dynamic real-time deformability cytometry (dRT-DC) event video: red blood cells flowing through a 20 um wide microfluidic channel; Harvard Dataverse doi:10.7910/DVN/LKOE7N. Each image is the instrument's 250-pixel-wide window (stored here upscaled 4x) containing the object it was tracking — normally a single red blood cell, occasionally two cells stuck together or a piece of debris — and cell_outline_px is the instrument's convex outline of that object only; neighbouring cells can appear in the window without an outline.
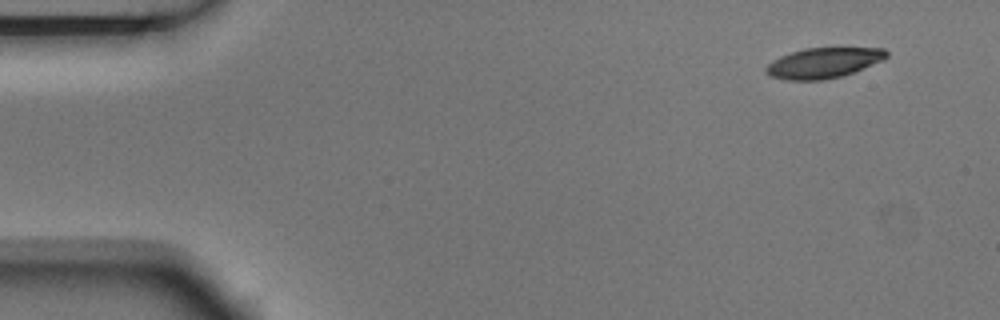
{"species": "Egyptian fruit bat (a non-hibernating species)", "species_latin": "Rousettus aegyptiacus", "temperature_condition": "room temperature", "stored_images_in_passage": 5, "camera_frame_rate_fps": 3000, "um_per_image_px": 0.085, "animal": {"sex": "male"}, "frame": {"image": 1, "passage_image": 1, "time_ms": 0.0, "image_size_px": [1000, 320], "cell_outline_px": [[888, 56], [884, 60], [852, 72], [840, 76], [824, 80], [788, 80], [768, 76], [764, 72], [764, 68], [772, 60], [780, 56], [804, 48], [884, 48], [888, 52]], "centroid_in_image_um": [69.96, 5.35], "position_along_channel_um": 15.0, "area_um2": 21.33}}
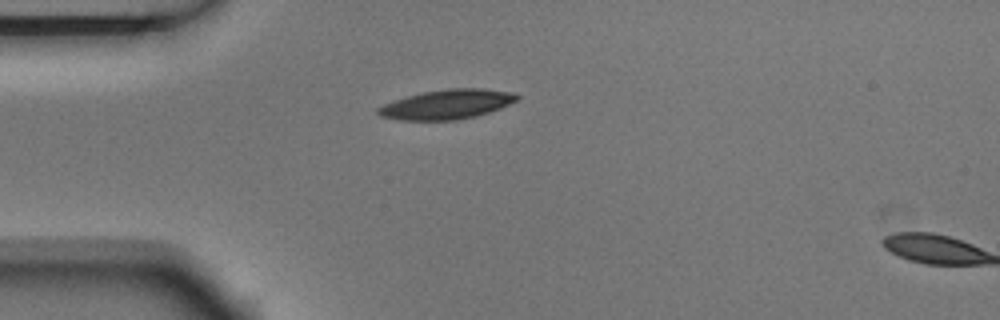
{"frame": {"image": 2, "passage_image": 4, "time_ms": 1.0, "image_size_px": [1000, 320], "cell_outline_px": [[520, 96], [516, 100], [500, 108], [476, 116], [456, 120], [400, 120], [380, 116], [376, 112], [376, 108], [384, 104], [420, 92], [448, 88], [484, 88], [512, 92]], "centroid_in_image_um": [37.97, 8.86], "position_along_channel_um": 47.0, "area_um2": 23.87}}